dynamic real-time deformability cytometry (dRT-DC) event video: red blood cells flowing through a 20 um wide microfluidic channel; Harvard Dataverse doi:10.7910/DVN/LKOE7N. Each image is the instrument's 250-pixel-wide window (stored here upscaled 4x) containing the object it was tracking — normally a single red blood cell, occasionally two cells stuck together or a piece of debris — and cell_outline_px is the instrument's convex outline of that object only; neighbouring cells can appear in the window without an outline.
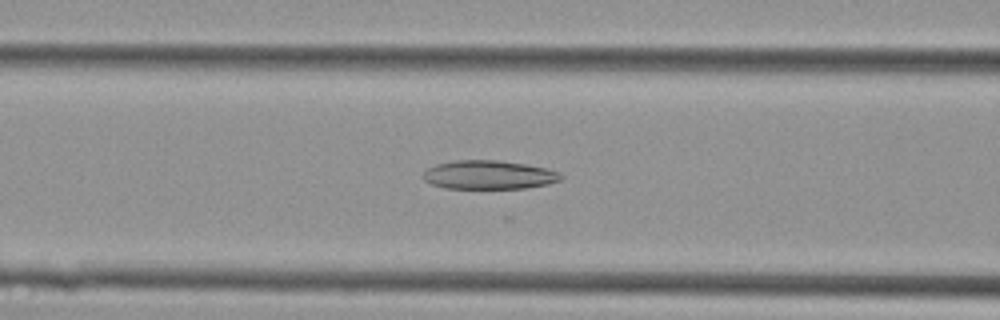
{"species": "Egyptian fruit bat (a non-hibernating species)", "species_latin": "Rousettus aegyptiacus", "temperature_condition": "cold", "stored_images_in_passage": 31, "camera_frame_rate_fps": 3000, "um_per_image_px": 0.085, "animal": {"sex": "female"}, "frame": {"image": 1, "passage_image": 5, "time_ms": 1.333, "image_size_px": [1000, 320], "cell_outline_px": [[564, 176], [560, 180], [548, 184], [528, 188], [444, 188], [432, 184], [424, 180], [424, 172], [428, 168], [436, 164], [456, 160], [496, 160], [524, 164], [548, 168], [560, 172]], "centroid_in_image_um": [41.59, 14.86], "position_along_channel_um": 125.0, "area_um2": 23.06}}
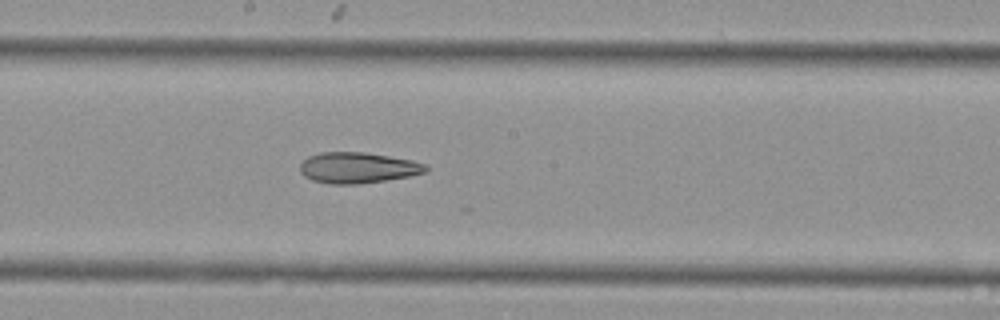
{"frame": {"image": 2, "passage_image": 11, "time_ms": 3.333, "image_size_px": [1000, 320], "cell_outline_px": [[428, 172], [412, 176], [356, 184], [332, 184], [312, 180], [304, 176], [300, 172], [300, 164], [308, 156], [320, 152], [364, 152], [412, 160], [428, 164]], "centroid_in_image_um": [30.44, 14.25], "position_along_channel_um": 217.8, "area_um2": 22.72}}
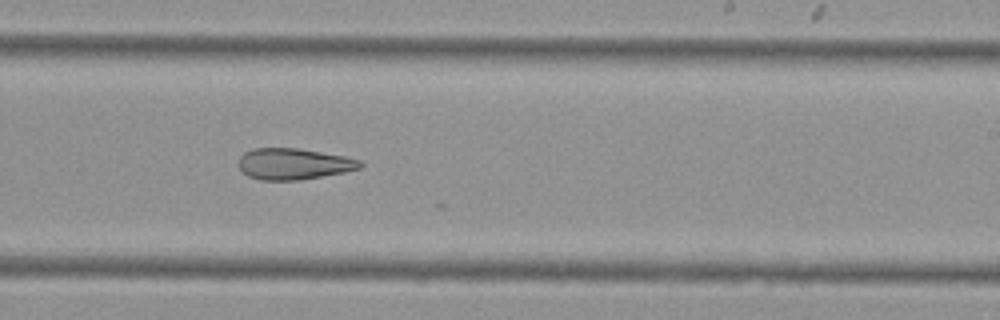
{"frame": {"image": 3, "passage_image": 14, "time_ms": 4.333, "image_size_px": [1000, 320], "cell_outline_px": [[364, 164], [360, 168], [344, 172], [296, 180], [260, 180], [248, 176], [236, 164], [240, 156], [244, 152], [252, 148], [296, 148], [344, 156], [360, 160]], "centroid_in_image_um": [24.91, 13.92], "position_along_channel_um": 264.1, "area_um2": 22.02}}